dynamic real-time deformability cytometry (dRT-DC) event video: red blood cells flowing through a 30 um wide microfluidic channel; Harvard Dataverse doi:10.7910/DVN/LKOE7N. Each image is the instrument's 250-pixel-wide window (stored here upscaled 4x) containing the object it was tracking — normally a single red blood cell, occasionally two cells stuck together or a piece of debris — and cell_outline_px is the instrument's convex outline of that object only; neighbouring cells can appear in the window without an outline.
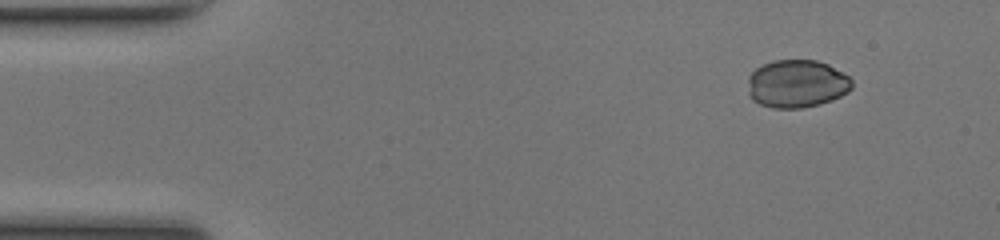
{"species": "common noctule bat (a hibernating species)", "species_latin": "Nyctalus noctula", "temperature_condition": "room temperature", "stored_images_in_passage": 46, "camera_frame_rate_fps": 3000, "um_per_image_px": 0.085, "animal": {"sex": "female", "body_mass_g": 17.0, "forearm_length_mm": 48.0}, "frame": {"image": 1, "passage_image": 1, "time_ms": 0.0, "image_size_px": [1000, 240], "cell_outline_px": [[852, 88], [848, 92], [832, 100], [820, 104], [800, 108], [772, 108], [760, 104], [752, 100], [748, 96], [748, 76], [756, 68], [772, 60], [816, 60], [828, 64], [848, 76], [852, 80]], "centroid_in_image_um": [67.71, 7.12], "position_along_channel_um": 17.3, "area_um2": 29.25}}
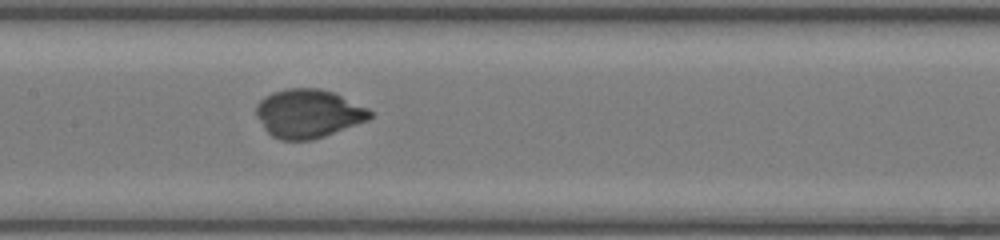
{"frame": {"image": 2, "passage_image": 20, "time_ms": 6.333, "image_size_px": [1000, 240], "cell_outline_px": [[372, 116], [368, 120], [324, 136], [312, 140], [280, 140], [272, 136], [264, 128], [256, 116], [256, 104], [264, 96], [272, 92], [288, 88], [320, 88], [332, 92], [368, 108], [372, 112]], "centroid_in_image_um": [26.17, 9.65], "position_along_channel_um": 181.2, "area_um2": 32.14}}
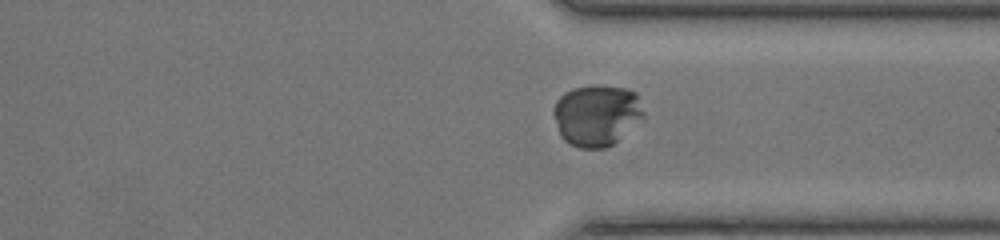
{"frame": {"image": 3, "passage_image": 33, "time_ms": 10.667, "image_size_px": [1000, 240], "cell_outline_px": [[644, 116], [612, 144], [604, 148], [580, 148], [568, 144], [560, 136], [552, 112], [552, 108], [556, 100], [564, 92], [572, 88], [596, 84], [628, 88], [636, 92], [644, 112]], "centroid_in_image_um": [50.67, 9.76], "position_along_channel_um": 360.7, "area_um2": 32.43}}